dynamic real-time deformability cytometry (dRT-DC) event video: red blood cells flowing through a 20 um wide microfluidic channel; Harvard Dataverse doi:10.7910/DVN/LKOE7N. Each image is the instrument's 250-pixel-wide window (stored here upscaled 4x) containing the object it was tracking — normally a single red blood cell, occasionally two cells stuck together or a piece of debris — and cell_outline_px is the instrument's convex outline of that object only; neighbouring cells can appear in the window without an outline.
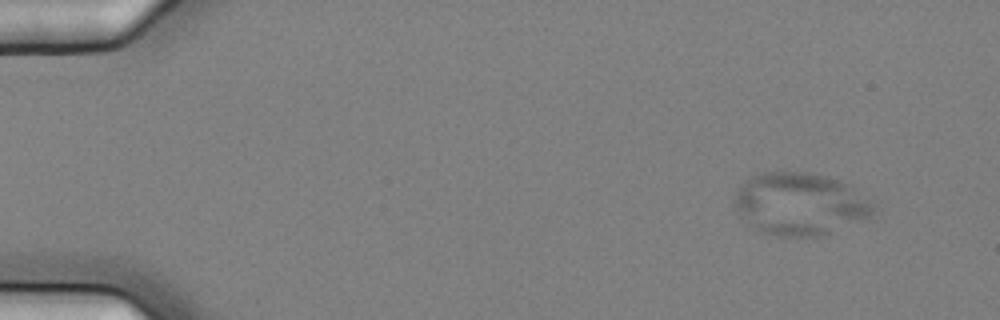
{"species": "common noctule bat (a hibernating species)", "species_latin": "Nyctalus noctula", "temperature_condition": "cold", "stored_images_in_passage": 9, "camera_frame_rate_fps": 3000, "um_per_image_px": 0.085, "animal": {"sex": "female", "body_mass_g": 25.1}, "frame": {"image": 1, "passage_image": 1, "time_ms": 0.0, "image_size_px": [1000, 320], "cell_outline_px": [[876, 204], [872, 212], [868, 216], [824, 236], [776, 236], [760, 232], [736, 208], [736, 192], [740, 184], [752, 176], [764, 172], [808, 172], [840, 180], [848, 184], [872, 200]], "centroid_in_image_um": [68.03, 17.32], "position_along_channel_um": 17.0, "area_um2": 49.94}}